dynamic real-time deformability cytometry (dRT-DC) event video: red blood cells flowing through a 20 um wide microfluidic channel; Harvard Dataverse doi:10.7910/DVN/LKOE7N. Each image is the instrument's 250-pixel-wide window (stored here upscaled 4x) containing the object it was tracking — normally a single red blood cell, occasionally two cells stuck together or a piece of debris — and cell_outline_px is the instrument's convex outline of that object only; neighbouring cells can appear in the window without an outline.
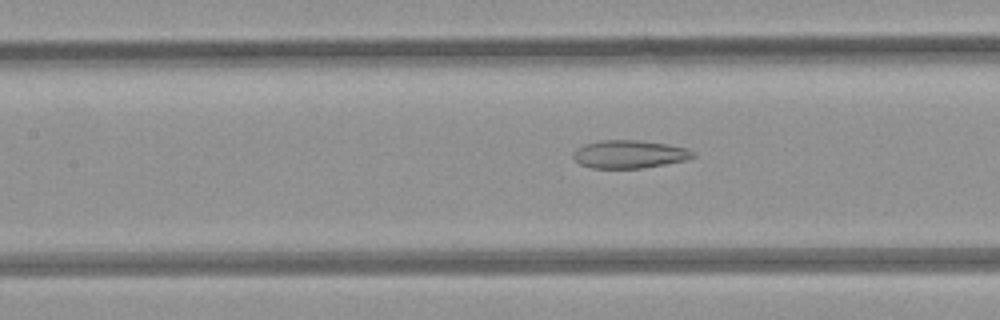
{"species": "common noctule bat (a hibernating species)", "species_latin": "Nyctalus noctula", "temperature_condition": "room temperature", "stored_images_in_passage": 5, "camera_frame_rate_fps": 3000, "um_per_image_px": 0.085, "animal": {"sex": "female", "body_mass_g": 21.9}, "frame": {"image": 1, "passage_image": 5, "time_ms": 4.667, "image_size_px": [1000, 320], "cell_outline_px": [[696, 156], [688, 160], [640, 168], [592, 168], [580, 164], [572, 156], [572, 152], [576, 148], [584, 144], [600, 140], [636, 140], [668, 144], [688, 148]], "centroid_in_image_um": [53.48, 13.1], "position_along_channel_um": 153.9, "area_um2": 19.59}}